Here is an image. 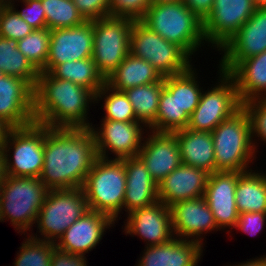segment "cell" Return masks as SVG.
Returning <instances> with one entry per match:
<instances>
[{
	"label": "cell",
	"instance_id": "44",
	"mask_svg": "<svg viewBox=\"0 0 266 266\" xmlns=\"http://www.w3.org/2000/svg\"><path fill=\"white\" fill-rule=\"evenodd\" d=\"M86 257L81 254H72L57 247L51 256V266H87Z\"/></svg>",
	"mask_w": 266,
	"mask_h": 266
},
{
	"label": "cell",
	"instance_id": "18",
	"mask_svg": "<svg viewBox=\"0 0 266 266\" xmlns=\"http://www.w3.org/2000/svg\"><path fill=\"white\" fill-rule=\"evenodd\" d=\"M149 131L148 138L144 137L146 140H143L138 157L158 184L182 164L179 144L175 132Z\"/></svg>",
	"mask_w": 266,
	"mask_h": 266
},
{
	"label": "cell",
	"instance_id": "46",
	"mask_svg": "<svg viewBox=\"0 0 266 266\" xmlns=\"http://www.w3.org/2000/svg\"><path fill=\"white\" fill-rule=\"evenodd\" d=\"M13 129L14 127L10 123L0 117V148L5 145Z\"/></svg>",
	"mask_w": 266,
	"mask_h": 266
},
{
	"label": "cell",
	"instance_id": "52",
	"mask_svg": "<svg viewBox=\"0 0 266 266\" xmlns=\"http://www.w3.org/2000/svg\"><path fill=\"white\" fill-rule=\"evenodd\" d=\"M3 75H4V73H2V72L0 71V78H1Z\"/></svg>",
	"mask_w": 266,
	"mask_h": 266
},
{
	"label": "cell",
	"instance_id": "35",
	"mask_svg": "<svg viewBox=\"0 0 266 266\" xmlns=\"http://www.w3.org/2000/svg\"><path fill=\"white\" fill-rule=\"evenodd\" d=\"M45 10L49 30L70 28L83 24L86 20L79 13L73 0H41Z\"/></svg>",
	"mask_w": 266,
	"mask_h": 266
},
{
	"label": "cell",
	"instance_id": "27",
	"mask_svg": "<svg viewBox=\"0 0 266 266\" xmlns=\"http://www.w3.org/2000/svg\"><path fill=\"white\" fill-rule=\"evenodd\" d=\"M164 81V77L149 62L131 53L119 64L117 69L106 78V84L119 91Z\"/></svg>",
	"mask_w": 266,
	"mask_h": 266
},
{
	"label": "cell",
	"instance_id": "33",
	"mask_svg": "<svg viewBox=\"0 0 266 266\" xmlns=\"http://www.w3.org/2000/svg\"><path fill=\"white\" fill-rule=\"evenodd\" d=\"M190 116L181 110L176 96L165 87L159 98V108L155 125L150 129L156 132H175L188 126Z\"/></svg>",
	"mask_w": 266,
	"mask_h": 266
},
{
	"label": "cell",
	"instance_id": "6",
	"mask_svg": "<svg viewBox=\"0 0 266 266\" xmlns=\"http://www.w3.org/2000/svg\"><path fill=\"white\" fill-rule=\"evenodd\" d=\"M48 191L38 177L7 175L0 186V222L10 220L15 231L25 235L35 224Z\"/></svg>",
	"mask_w": 266,
	"mask_h": 266
},
{
	"label": "cell",
	"instance_id": "11",
	"mask_svg": "<svg viewBox=\"0 0 266 266\" xmlns=\"http://www.w3.org/2000/svg\"><path fill=\"white\" fill-rule=\"evenodd\" d=\"M218 71L217 85L202 91L199 104L190 115V130L212 132L242 107L234 79L220 68Z\"/></svg>",
	"mask_w": 266,
	"mask_h": 266
},
{
	"label": "cell",
	"instance_id": "41",
	"mask_svg": "<svg viewBox=\"0 0 266 266\" xmlns=\"http://www.w3.org/2000/svg\"><path fill=\"white\" fill-rule=\"evenodd\" d=\"M25 9L16 10L15 5L10 6L15 12L27 22L34 30L47 28L45 10L41 0H20Z\"/></svg>",
	"mask_w": 266,
	"mask_h": 266
},
{
	"label": "cell",
	"instance_id": "26",
	"mask_svg": "<svg viewBox=\"0 0 266 266\" xmlns=\"http://www.w3.org/2000/svg\"><path fill=\"white\" fill-rule=\"evenodd\" d=\"M182 164L215 172V154L211 132L188 128L175 131Z\"/></svg>",
	"mask_w": 266,
	"mask_h": 266
},
{
	"label": "cell",
	"instance_id": "3",
	"mask_svg": "<svg viewBox=\"0 0 266 266\" xmlns=\"http://www.w3.org/2000/svg\"><path fill=\"white\" fill-rule=\"evenodd\" d=\"M141 21L165 40L177 44L190 57L207 43L204 42L203 22L183 1L151 3Z\"/></svg>",
	"mask_w": 266,
	"mask_h": 266
},
{
	"label": "cell",
	"instance_id": "40",
	"mask_svg": "<svg viewBox=\"0 0 266 266\" xmlns=\"http://www.w3.org/2000/svg\"><path fill=\"white\" fill-rule=\"evenodd\" d=\"M150 5V0H110L109 15L139 21L144 18Z\"/></svg>",
	"mask_w": 266,
	"mask_h": 266
},
{
	"label": "cell",
	"instance_id": "5",
	"mask_svg": "<svg viewBox=\"0 0 266 266\" xmlns=\"http://www.w3.org/2000/svg\"><path fill=\"white\" fill-rule=\"evenodd\" d=\"M82 188L88 210L102 212L114 221L120 220L126 189L124 158L98 157Z\"/></svg>",
	"mask_w": 266,
	"mask_h": 266
},
{
	"label": "cell",
	"instance_id": "32",
	"mask_svg": "<svg viewBox=\"0 0 266 266\" xmlns=\"http://www.w3.org/2000/svg\"><path fill=\"white\" fill-rule=\"evenodd\" d=\"M17 44V40L0 37V71L4 75L22 78L34 88L39 71L19 51Z\"/></svg>",
	"mask_w": 266,
	"mask_h": 266
},
{
	"label": "cell",
	"instance_id": "38",
	"mask_svg": "<svg viewBox=\"0 0 266 266\" xmlns=\"http://www.w3.org/2000/svg\"><path fill=\"white\" fill-rule=\"evenodd\" d=\"M33 30L11 6H0V37L19 41Z\"/></svg>",
	"mask_w": 266,
	"mask_h": 266
},
{
	"label": "cell",
	"instance_id": "9",
	"mask_svg": "<svg viewBox=\"0 0 266 266\" xmlns=\"http://www.w3.org/2000/svg\"><path fill=\"white\" fill-rule=\"evenodd\" d=\"M134 20L106 16L92 21V60L106 79L130 54V34Z\"/></svg>",
	"mask_w": 266,
	"mask_h": 266
},
{
	"label": "cell",
	"instance_id": "21",
	"mask_svg": "<svg viewBox=\"0 0 266 266\" xmlns=\"http://www.w3.org/2000/svg\"><path fill=\"white\" fill-rule=\"evenodd\" d=\"M115 225V221L102 212L87 210L70 225L55 243L62 251L86 255L102 240L105 230Z\"/></svg>",
	"mask_w": 266,
	"mask_h": 266
},
{
	"label": "cell",
	"instance_id": "8",
	"mask_svg": "<svg viewBox=\"0 0 266 266\" xmlns=\"http://www.w3.org/2000/svg\"><path fill=\"white\" fill-rule=\"evenodd\" d=\"M130 53L149 62L163 77L185 72L192 65V57L181 47L162 38L141 20L133 21Z\"/></svg>",
	"mask_w": 266,
	"mask_h": 266
},
{
	"label": "cell",
	"instance_id": "34",
	"mask_svg": "<svg viewBox=\"0 0 266 266\" xmlns=\"http://www.w3.org/2000/svg\"><path fill=\"white\" fill-rule=\"evenodd\" d=\"M103 100L105 116L102 120L132 122L137 121L134 109L124 91L111 88L106 83L95 94V103Z\"/></svg>",
	"mask_w": 266,
	"mask_h": 266
},
{
	"label": "cell",
	"instance_id": "30",
	"mask_svg": "<svg viewBox=\"0 0 266 266\" xmlns=\"http://www.w3.org/2000/svg\"><path fill=\"white\" fill-rule=\"evenodd\" d=\"M55 78L71 81L90 89L94 94L106 83L92 58L67 61L57 65L51 72Z\"/></svg>",
	"mask_w": 266,
	"mask_h": 266
},
{
	"label": "cell",
	"instance_id": "2",
	"mask_svg": "<svg viewBox=\"0 0 266 266\" xmlns=\"http://www.w3.org/2000/svg\"><path fill=\"white\" fill-rule=\"evenodd\" d=\"M95 94L71 81L55 78L50 72H39L34 87V119L52 128H91L89 104Z\"/></svg>",
	"mask_w": 266,
	"mask_h": 266
},
{
	"label": "cell",
	"instance_id": "47",
	"mask_svg": "<svg viewBox=\"0 0 266 266\" xmlns=\"http://www.w3.org/2000/svg\"><path fill=\"white\" fill-rule=\"evenodd\" d=\"M249 260L244 263L241 262L237 265H232V266H266V255H263L260 258L257 257L255 259H249Z\"/></svg>",
	"mask_w": 266,
	"mask_h": 266
},
{
	"label": "cell",
	"instance_id": "49",
	"mask_svg": "<svg viewBox=\"0 0 266 266\" xmlns=\"http://www.w3.org/2000/svg\"><path fill=\"white\" fill-rule=\"evenodd\" d=\"M256 8H266V0H253Z\"/></svg>",
	"mask_w": 266,
	"mask_h": 266
},
{
	"label": "cell",
	"instance_id": "20",
	"mask_svg": "<svg viewBox=\"0 0 266 266\" xmlns=\"http://www.w3.org/2000/svg\"><path fill=\"white\" fill-rule=\"evenodd\" d=\"M170 209L174 237L203 245V234L220 230L204 197L176 202Z\"/></svg>",
	"mask_w": 266,
	"mask_h": 266
},
{
	"label": "cell",
	"instance_id": "17",
	"mask_svg": "<svg viewBox=\"0 0 266 266\" xmlns=\"http://www.w3.org/2000/svg\"><path fill=\"white\" fill-rule=\"evenodd\" d=\"M241 174L238 171H216L208 176L203 197L220 230L227 227L234 229L238 221L235 192Z\"/></svg>",
	"mask_w": 266,
	"mask_h": 266
},
{
	"label": "cell",
	"instance_id": "45",
	"mask_svg": "<svg viewBox=\"0 0 266 266\" xmlns=\"http://www.w3.org/2000/svg\"><path fill=\"white\" fill-rule=\"evenodd\" d=\"M183 3L204 22L211 14L214 0H183Z\"/></svg>",
	"mask_w": 266,
	"mask_h": 266
},
{
	"label": "cell",
	"instance_id": "19",
	"mask_svg": "<svg viewBox=\"0 0 266 266\" xmlns=\"http://www.w3.org/2000/svg\"><path fill=\"white\" fill-rule=\"evenodd\" d=\"M0 117L14 128L35 122L34 88L26 80L8 75L0 78Z\"/></svg>",
	"mask_w": 266,
	"mask_h": 266
},
{
	"label": "cell",
	"instance_id": "24",
	"mask_svg": "<svg viewBox=\"0 0 266 266\" xmlns=\"http://www.w3.org/2000/svg\"><path fill=\"white\" fill-rule=\"evenodd\" d=\"M126 189L123 209L126 214L158 201V184L151 177L143 161L138 157L124 158Z\"/></svg>",
	"mask_w": 266,
	"mask_h": 266
},
{
	"label": "cell",
	"instance_id": "10",
	"mask_svg": "<svg viewBox=\"0 0 266 266\" xmlns=\"http://www.w3.org/2000/svg\"><path fill=\"white\" fill-rule=\"evenodd\" d=\"M2 149L6 175L39 178L44 165V125L34 122L14 128Z\"/></svg>",
	"mask_w": 266,
	"mask_h": 266
},
{
	"label": "cell",
	"instance_id": "13",
	"mask_svg": "<svg viewBox=\"0 0 266 266\" xmlns=\"http://www.w3.org/2000/svg\"><path fill=\"white\" fill-rule=\"evenodd\" d=\"M101 123L98 129L95 125L90 128L95 137L98 157L109 159L108 151L115 155V159L138 156L146 133L144 130L147 131L142 123L110 120H102Z\"/></svg>",
	"mask_w": 266,
	"mask_h": 266
},
{
	"label": "cell",
	"instance_id": "1",
	"mask_svg": "<svg viewBox=\"0 0 266 266\" xmlns=\"http://www.w3.org/2000/svg\"><path fill=\"white\" fill-rule=\"evenodd\" d=\"M97 158L90 128L44 125V165L39 179L48 190L82 188Z\"/></svg>",
	"mask_w": 266,
	"mask_h": 266
},
{
	"label": "cell",
	"instance_id": "25",
	"mask_svg": "<svg viewBox=\"0 0 266 266\" xmlns=\"http://www.w3.org/2000/svg\"><path fill=\"white\" fill-rule=\"evenodd\" d=\"M241 103L266 99V51L240 61L229 73Z\"/></svg>",
	"mask_w": 266,
	"mask_h": 266
},
{
	"label": "cell",
	"instance_id": "15",
	"mask_svg": "<svg viewBox=\"0 0 266 266\" xmlns=\"http://www.w3.org/2000/svg\"><path fill=\"white\" fill-rule=\"evenodd\" d=\"M92 53V21L75 27L52 29L48 58L41 71L51 72L57 65L67 61L92 58Z\"/></svg>",
	"mask_w": 266,
	"mask_h": 266
},
{
	"label": "cell",
	"instance_id": "14",
	"mask_svg": "<svg viewBox=\"0 0 266 266\" xmlns=\"http://www.w3.org/2000/svg\"><path fill=\"white\" fill-rule=\"evenodd\" d=\"M224 53H222V52ZM266 51V8H256L251 18L219 51L218 68L229 73L240 61Z\"/></svg>",
	"mask_w": 266,
	"mask_h": 266
},
{
	"label": "cell",
	"instance_id": "22",
	"mask_svg": "<svg viewBox=\"0 0 266 266\" xmlns=\"http://www.w3.org/2000/svg\"><path fill=\"white\" fill-rule=\"evenodd\" d=\"M209 173L181 164L158 183V200L171 207L176 202L204 196Z\"/></svg>",
	"mask_w": 266,
	"mask_h": 266
},
{
	"label": "cell",
	"instance_id": "42",
	"mask_svg": "<svg viewBox=\"0 0 266 266\" xmlns=\"http://www.w3.org/2000/svg\"><path fill=\"white\" fill-rule=\"evenodd\" d=\"M73 2L86 21L109 16L110 0H73Z\"/></svg>",
	"mask_w": 266,
	"mask_h": 266
},
{
	"label": "cell",
	"instance_id": "23",
	"mask_svg": "<svg viewBox=\"0 0 266 266\" xmlns=\"http://www.w3.org/2000/svg\"><path fill=\"white\" fill-rule=\"evenodd\" d=\"M203 247L197 241L174 237L166 243L145 247L136 266H196Z\"/></svg>",
	"mask_w": 266,
	"mask_h": 266
},
{
	"label": "cell",
	"instance_id": "50",
	"mask_svg": "<svg viewBox=\"0 0 266 266\" xmlns=\"http://www.w3.org/2000/svg\"><path fill=\"white\" fill-rule=\"evenodd\" d=\"M15 1L19 2V0H0V6H10L11 4H15Z\"/></svg>",
	"mask_w": 266,
	"mask_h": 266
},
{
	"label": "cell",
	"instance_id": "39",
	"mask_svg": "<svg viewBox=\"0 0 266 266\" xmlns=\"http://www.w3.org/2000/svg\"><path fill=\"white\" fill-rule=\"evenodd\" d=\"M242 107L249 117L252 141L256 152H258L256 149L258 146L255 145L254 141L257 139L255 138L258 137V140L261 139L260 141L263 140L266 143V99L248 100L242 103Z\"/></svg>",
	"mask_w": 266,
	"mask_h": 266
},
{
	"label": "cell",
	"instance_id": "37",
	"mask_svg": "<svg viewBox=\"0 0 266 266\" xmlns=\"http://www.w3.org/2000/svg\"><path fill=\"white\" fill-rule=\"evenodd\" d=\"M25 239L19 248L14 266H51V256L56 244L30 236Z\"/></svg>",
	"mask_w": 266,
	"mask_h": 266
},
{
	"label": "cell",
	"instance_id": "28",
	"mask_svg": "<svg viewBox=\"0 0 266 266\" xmlns=\"http://www.w3.org/2000/svg\"><path fill=\"white\" fill-rule=\"evenodd\" d=\"M260 172L249 170L238 177L235 192L238 213L266 212V173Z\"/></svg>",
	"mask_w": 266,
	"mask_h": 266
},
{
	"label": "cell",
	"instance_id": "43",
	"mask_svg": "<svg viewBox=\"0 0 266 266\" xmlns=\"http://www.w3.org/2000/svg\"><path fill=\"white\" fill-rule=\"evenodd\" d=\"M266 222V212L239 213L238 221L234 228L248 235L260 234Z\"/></svg>",
	"mask_w": 266,
	"mask_h": 266
},
{
	"label": "cell",
	"instance_id": "7",
	"mask_svg": "<svg viewBox=\"0 0 266 266\" xmlns=\"http://www.w3.org/2000/svg\"><path fill=\"white\" fill-rule=\"evenodd\" d=\"M87 210L83 188L49 190L35 222L41 237L33 233L26 237L56 243Z\"/></svg>",
	"mask_w": 266,
	"mask_h": 266
},
{
	"label": "cell",
	"instance_id": "51",
	"mask_svg": "<svg viewBox=\"0 0 266 266\" xmlns=\"http://www.w3.org/2000/svg\"><path fill=\"white\" fill-rule=\"evenodd\" d=\"M151 3H168V2H177V1H183V0H150Z\"/></svg>",
	"mask_w": 266,
	"mask_h": 266
},
{
	"label": "cell",
	"instance_id": "4",
	"mask_svg": "<svg viewBox=\"0 0 266 266\" xmlns=\"http://www.w3.org/2000/svg\"><path fill=\"white\" fill-rule=\"evenodd\" d=\"M211 134L215 154V172L244 173L252 170L249 169V163L256 159V150L252 141L249 117L243 107L221 122Z\"/></svg>",
	"mask_w": 266,
	"mask_h": 266
},
{
	"label": "cell",
	"instance_id": "16",
	"mask_svg": "<svg viewBox=\"0 0 266 266\" xmlns=\"http://www.w3.org/2000/svg\"><path fill=\"white\" fill-rule=\"evenodd\" d=\"M126 217V236H140L146 241V247L163 244L174 238L171 209L159 200L147 207L131 211Z\"/></svg>",
	"mask_w": 266,
	"mask_h": 266
},
{
	"label": "cell",
	"instance_id": "31",
	"mask_svg": "<svg viewBox=\"0 0 266 266\" xmlns=\"http://www.w3.org/2000/svg\"><path fill=\"white\" fill-rule=\"evenodd\" d=\"M197 75L195 67L191 65L185 72L164 77V87L176 96L181 110L189 116L199 104L203 91Z\"/></svg>",
	"mask_w": 266,
	"mask_h": 266
},
{
	"label": "cell",
	"instance_id": "12",
	"mask_svg": "<svg viewBox=\"0 0 266 266\" xmlns=\"http://www.w3.org/2000/svg\"><path fill=\"white\" fill-rule=\"evenodd\" d=\"M256 10L253 0H214L203 22L206 42L220 51Z\"/></svg>",
	"mask_w": 266,
	"mask_h": 266
},
{
	"label": "cell",
	"instance_id": "36",
	"mask_svg": "<svg viewBox=\"0 0 266 266\" xmlns=\"http://www.w3.org/2000/svg\"><path fill=\"white\" fill-rule=\"evenodd\" d=\"M51 30L48 28L33 30L25 38L18 41L19 51L40 72L46 65L49 54Z\"/></svg>",
	"mask_w": 266,
	"mask_h": 266
},
{
	"label": "cell",
	"instance_id": "29",
	"mask_svg": "<svg viewBox=\"0 0 266 266\" xmlns=\"http://www.w3.org/2000/svg\"><path fill=\"white\" fill-rule=\"evenodd\" d=\"M163 88L164 81H158L124 91L134 109L137 121L142 123L146 129L150 130L155 125Z\"/></svg>",
	"mask_w": 266,
	"mask_h": 266
},
{
	"label": "cell",
	"instance_id": "48",
	"mask_svg": "<svg viewBox=\"0 0 266 266\" xmlns=\"http://www.w3.org/2000/svg\"><path fill=\"white\" fill-rule=\"evenodd\" d=\"M6 168H5V159H4V151L0 148V186L3 184L6 178Z\"/></svg>",
	"mask_w": 266,
	"mask_h": 266
}]
</instances>
